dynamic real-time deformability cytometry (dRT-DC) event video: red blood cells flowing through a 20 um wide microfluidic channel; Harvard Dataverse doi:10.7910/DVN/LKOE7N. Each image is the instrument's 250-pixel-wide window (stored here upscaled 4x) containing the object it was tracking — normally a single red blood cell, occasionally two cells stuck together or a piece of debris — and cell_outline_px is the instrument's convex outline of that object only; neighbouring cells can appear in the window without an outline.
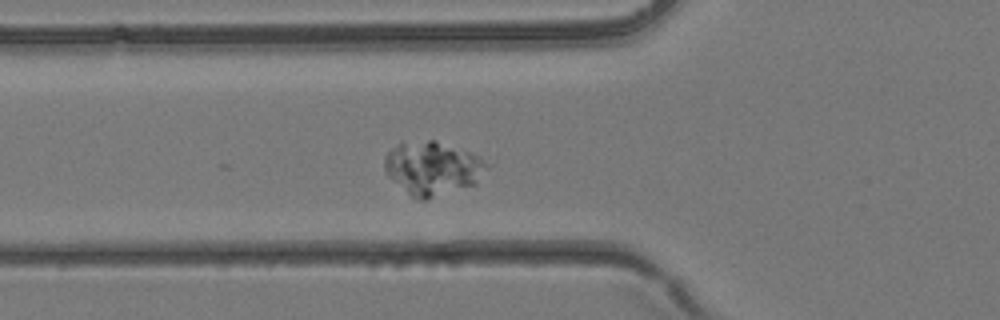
{"species": "common noctule bat (a hibernating species)", "species_latin": "Nyctalus noctula", "temperature_condition": "room temperature", "stored_images_in_passage": 30, "camera_frame_rate_fps": 3000, "um_per_image_px": 0.085, "animal": {"sex": "female", "body_mass_g": 24.6, "forearm_length_mm": 56.2}, "frame": {"image": 1, "passage_image": 13, "time_ms": 4.0, "image_size_px": [1000, 320], "cell_outline_px": [[492, 164], [476, 184], [428, 200], [420, 200], [412, 196], [388, 176], [384, 168], [384, 156], [400, 140], [436, 140], [480, 156]], "centroid_in_image_um": [36.79, 14.28], "position_along_channel_um": 89.0, "area_um2": 32.48}}
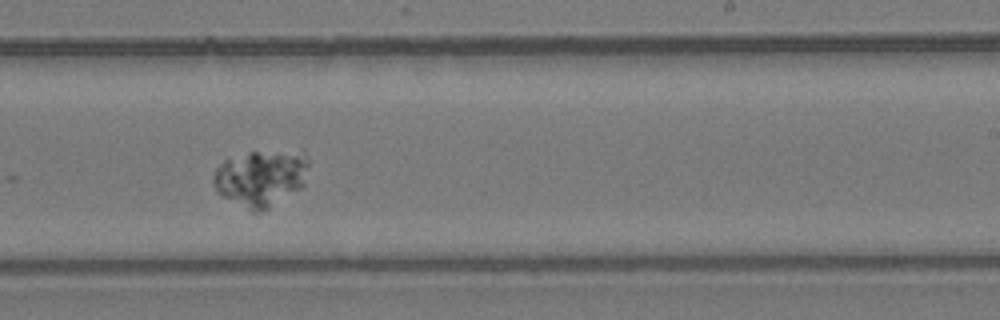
{"frame": {"image": 2, "passage_image": 23, "time_ms": 7.333, "image_size_px": [1000, 320], "cell_outline_px": [[308, 164], [304, 184], [300, 188], [268, 208], [260, 212], [252, 212], [216, 192], [212, 184], [212, 176], [216, 168], [224, 160], [252, 152], [304, 152], [308, 156]], "centroid_in_image_um": [22.14, 15.14], "position_along_channel_um": 266.9, "area_um2": 30.98}}
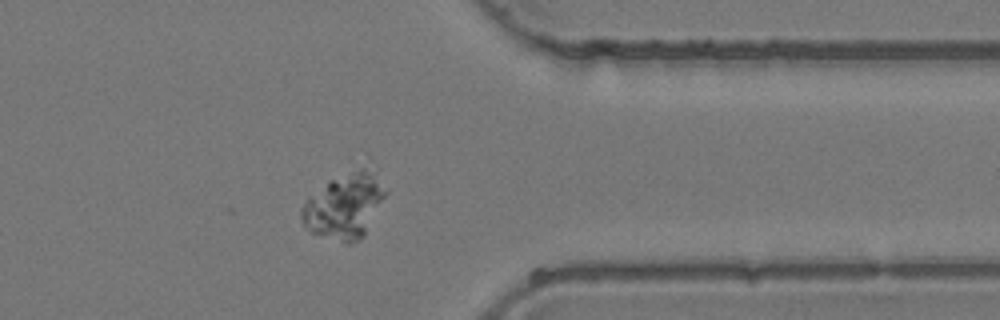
{"frame": {"image": 3, "passage_image": 30, "time_ms": 9.667, "image_size_px": [1000, 320], "cell_outline_px": [[388, 192], [364, 236], [360, 240], [352, 244], [348, 244], [312, 232], [300, 220], [300, 208], [308, 196], [328, 180], [360, 168], [364, 168]], "centroid_in_image_um": [29.23, 17.55], "position_along_channel_um": 382.2, "area_um2": 31.39}}